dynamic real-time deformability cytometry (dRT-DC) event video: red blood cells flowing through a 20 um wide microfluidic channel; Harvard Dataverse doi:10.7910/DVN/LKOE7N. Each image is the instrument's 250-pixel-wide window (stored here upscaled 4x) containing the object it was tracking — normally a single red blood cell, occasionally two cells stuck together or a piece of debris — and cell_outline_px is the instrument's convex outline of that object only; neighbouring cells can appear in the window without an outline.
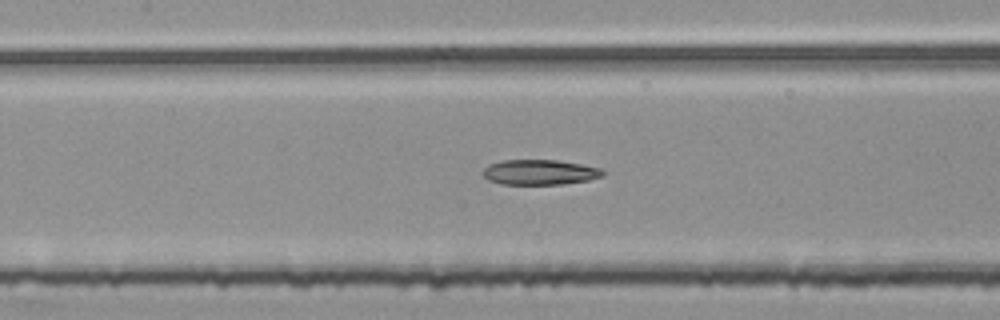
{"species": "common noctule bat (a hibernating species)", "species_latin": "Nyctalus noctula", "temperature_condition": "room temperature", "stored_images_in_passage": 54, "segment_of_instrument_passage": [2, 2], "camera_frame_rate_fps": 3000, "um_per_image_px": 0.085, "animal": {"sex": "female", "body_mass_g": 25.1}, "frame": {"image": 1, "passage_image": 25, "time_ms": 8.0, "image_size_px": [1000, 320], "cell_outline_px": [[604, 176], [588, 180], [564, 184], [500, 184], [488, 180], [480, 172], [488, 164], [500, 160], [556, 160], [580, 164], [600, 168], [604, 172]], "centroid_in_image_um": [45.83, 14.64], "position_along_channel_um": 161.6, "area_um2": 17.69}}
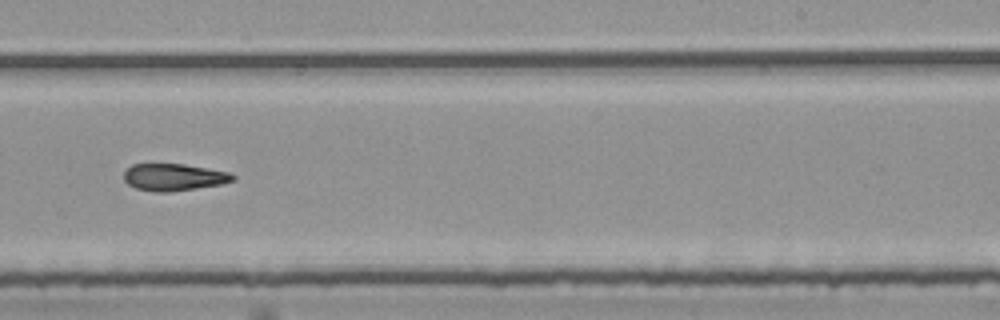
{"frame": {"image": 2, "passage_image": 34, "time_ms": 11.0, "image_size_px": [1000, 320], "cell_outline_px": [[236, 180], [220, 184], [172, 192], [156, 192], [136, 188], [128, 184], [124, 180], [124, 172], [132, 164], [184, 164], [228, 172], [236, 176]], "centroid_in_image_um": [14.77, 15.06], "position_along_channel_um": 274.2, "area_um2": 17.11}}
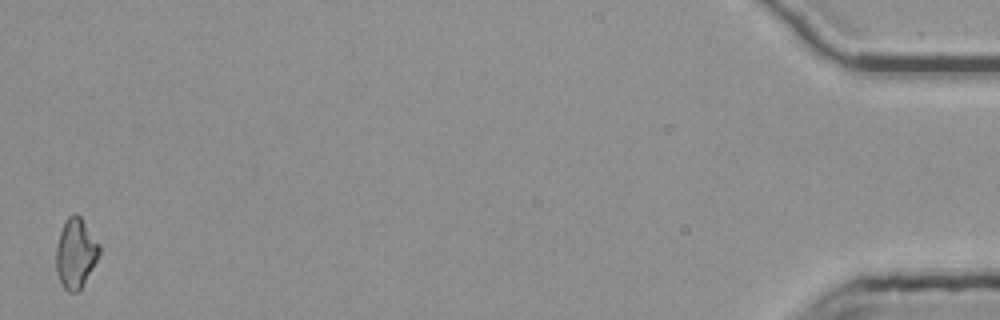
{"frame": {"image": 3, "passage_image": 54, "time_ms": 17.667, "image_size_px": [1000, 320], "cell_outline_px": [[100, 252], [96, 260], [80, 288], [76, 292], [68, 292], [64, 288], [56, 272], [56, 244], [60, 232], [68, 216], [76, 212], [80, 216], [100, 244]], "centroid_in_image_um": [6.41, 21.49], "position_along_channel_um": 428.8, "area_um2": 17.28}}